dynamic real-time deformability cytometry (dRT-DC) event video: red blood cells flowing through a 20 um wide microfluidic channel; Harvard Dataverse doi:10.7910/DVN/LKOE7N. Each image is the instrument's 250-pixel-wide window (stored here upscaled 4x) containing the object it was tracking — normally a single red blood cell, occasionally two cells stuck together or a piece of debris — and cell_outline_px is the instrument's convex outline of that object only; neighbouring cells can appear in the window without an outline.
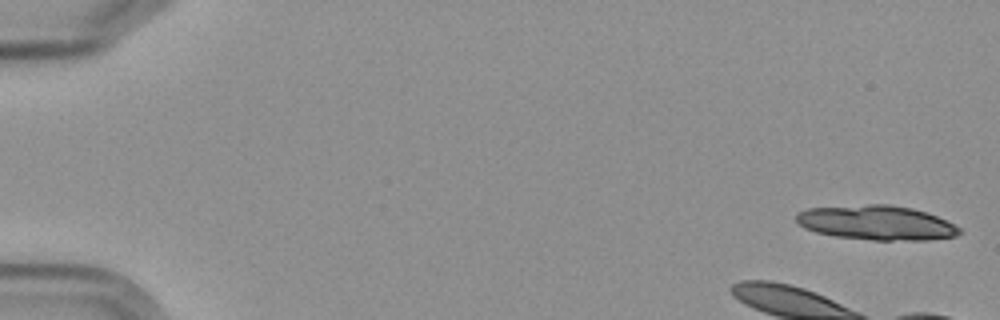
{"species": "Egyptian fruit bat (a non-hibernating species)", "species_latin": "Rousettus aegyptiacus", "temperature_condition": "cold", "stored_images_in_passage": 4, "camera_frame_rate_fps": 3000, "um_per_image_px": 0.085, "frame": {"image": 1, "passage_image": 1, "time_ms": 0.0, "image_size_px": [1000, 320], "cell_outline_px": [[964, 232], [956, 236], [928, 240], [872, 240], [836, 236], [816, 232], [804, 228], [796, 220], [796, 212], [808, 208], [868, 204], [888, 204], [912, 208], [928, 212], [960, 228]], "centroid_in_image_um": [74.51, 18.93], "position_along_channel_um": 10.5, "area_um2": 32.89}}